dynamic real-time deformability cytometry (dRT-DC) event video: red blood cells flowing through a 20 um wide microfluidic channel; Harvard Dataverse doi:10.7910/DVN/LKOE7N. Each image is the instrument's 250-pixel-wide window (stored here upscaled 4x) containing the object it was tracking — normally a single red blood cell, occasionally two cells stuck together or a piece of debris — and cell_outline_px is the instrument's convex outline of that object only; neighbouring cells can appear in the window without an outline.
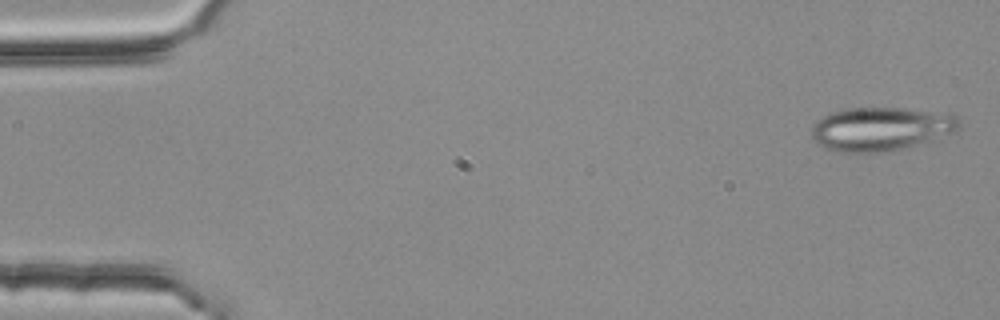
{"species": "common noctule bat (a hibernating species)", "species_latin": "Nyctalus noctula", "temperature_condition": "room temperature", "stored_images_in_passage": 4, "camera_frame_rate_fps": 3000, "um_per_image_px": 0.085, "animal": {"sex": "female", "body_mass_g": 25.1}, "frame": {"image": 1, "passage_image": 1, "time_ms": 0.0, "image_size_px": [1000, 320], "cell_outline_px": [[960, 128], [956, 132], [900, 148], [884, 152], [840, 152], [824, 148], [812, 136], [812, 124], [816, 120], [828, 112], [848, 108], [904, 108], [952, 112], [960, 120]], "centroid_in_image_um": [74.89, 10.92], "position_along_channel_um": 10.1, "area_um2": 37.69}}